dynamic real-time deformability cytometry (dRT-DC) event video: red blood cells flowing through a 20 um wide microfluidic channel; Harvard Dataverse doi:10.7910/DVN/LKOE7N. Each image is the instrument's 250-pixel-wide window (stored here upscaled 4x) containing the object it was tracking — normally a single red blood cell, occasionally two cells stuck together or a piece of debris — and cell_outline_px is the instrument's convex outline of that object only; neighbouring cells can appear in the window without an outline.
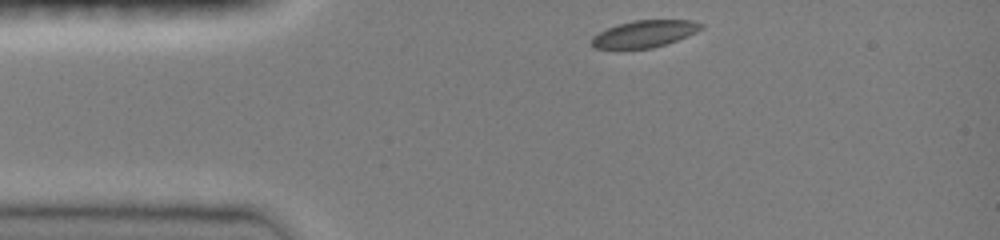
{"species": "common noctule bat (a hibernating species)", "species_latin": "Nyctalus noctula", "temperature_condition": "room temperature", "stored_images_in_passage": 3, "camera_frame_rate_fps": 3000, "um_per_image_px": 0.085, "animal": {"sex": "female", "body_mass_g": 19.0, "forearm_length_mm": 51.5}, "frame": {"image": 1, "passage_image": 1, "time_ms": 0.0, "image_size_px": [1000, 240], "cell_outline_px": [[704, 28], [696, 32], [676, 40], [652, 48], [592, 48], [592, 36], [616, 24], [632, 20], [692, 20], [704, 24]], "centroid_in_image_um": [54.79, 2.86], "position_along_channel_um": 30.2, "area_um2": 17.05}}